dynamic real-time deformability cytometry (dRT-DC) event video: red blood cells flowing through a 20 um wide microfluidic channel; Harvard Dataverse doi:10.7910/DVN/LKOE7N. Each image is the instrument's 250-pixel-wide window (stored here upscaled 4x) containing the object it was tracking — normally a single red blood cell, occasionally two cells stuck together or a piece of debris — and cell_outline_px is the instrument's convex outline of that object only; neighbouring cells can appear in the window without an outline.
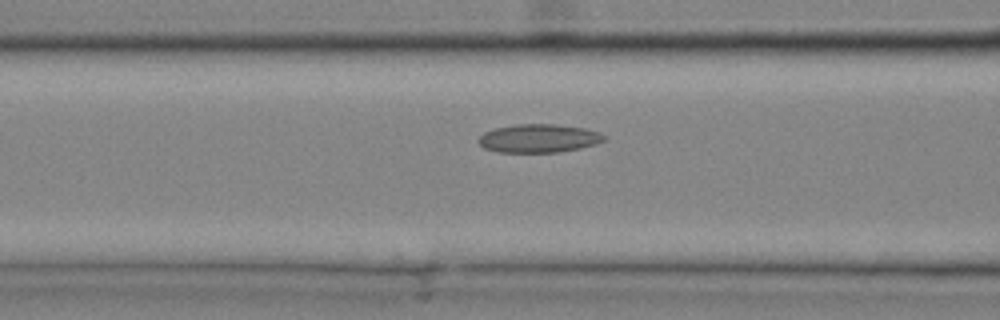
{"species": "common noctule bat (a hibernating species)", "species_latin": "Nyctalus noctula", "temperature_condition": "cold", "stored_images_in_passage": 31, "camera_frame_rate_fps": 3000, "um_per_image_px": 0.085, "animal": {"sex": "male", "body_mass_g": 20.4}, "frame": {"image": 1, "passage_image": 14, "time_ms": 4.333, "image_size_px": [1000, 320], "cell_outline_px": [[608, 140], [596, 144], [580, 148], [556, 152], [496, 152], [484, 148], [476, 140], [484, 132], [496, 128], [520, 124], [556, 124], [584, 128], [600, 132], [608, 136]], "centroid_in_image_um": [45.84, 11.76], "position_along_channel_um": 120.8, "area_um2": 20.92}}